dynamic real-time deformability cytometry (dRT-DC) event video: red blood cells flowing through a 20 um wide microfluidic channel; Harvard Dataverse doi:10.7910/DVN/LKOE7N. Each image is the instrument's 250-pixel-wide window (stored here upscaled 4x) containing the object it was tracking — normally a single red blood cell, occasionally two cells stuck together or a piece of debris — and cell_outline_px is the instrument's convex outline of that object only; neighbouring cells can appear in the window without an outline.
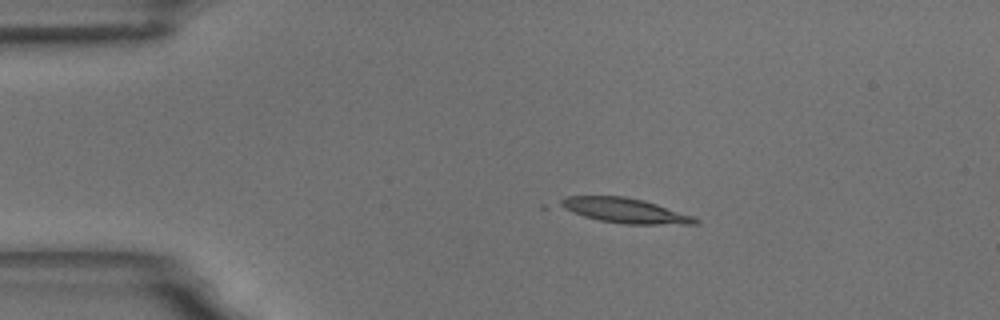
{"species": "common noctule bat (a hibernating species)", "species_latin": "Nyctalus noctula", "temperature_condition": "room temperature", "stored_images_in_passage": 15, "camera_frame_rate_fps": 3000, "um_per_image_px": 0.085, "animal": {"sex": "male", "body_mass_g": 18.8}, "frame": {"image": 1, "passage_image": 3, "time_ms": 3.333, "image_size_px": [1000, 320], "cell_outline_px": [[700, 224], [624, 224], [600, 220], [540, 208], [540, 204], [564, 196], [624, 196], [644, 200], [692, 216], [700, 220]], "centroid_in_image_um": [52.59, 17.87], "position_along_channel_um": 32.4, "area_um2": 21.27}}
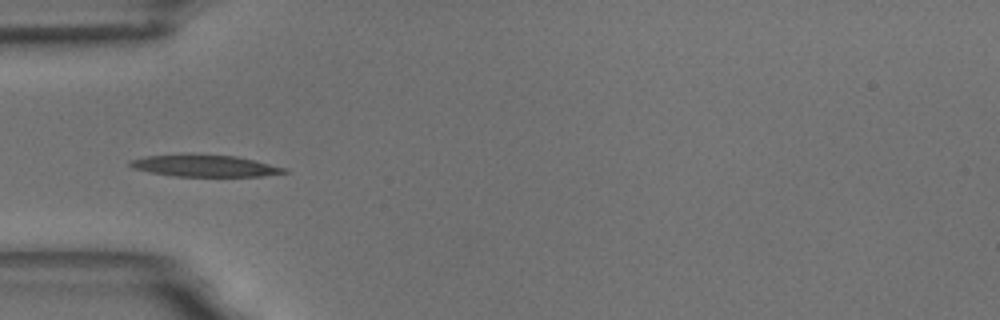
{"frame": {"image": 2, "passage_image": 5, "time_ms": 5.667, "image_size_px": [1000, 320], "cell_outline_px": [[288, 172], [260, 176], [176, 176], [148, 172], [132, 168], [128, 164], [128, 160], [148, 156], [236, 156], [288, 168]], "centroid_in_image_um": [17.42, 14.12], "position_along_channel_um": 67.6, "area_um2": 18.79}}
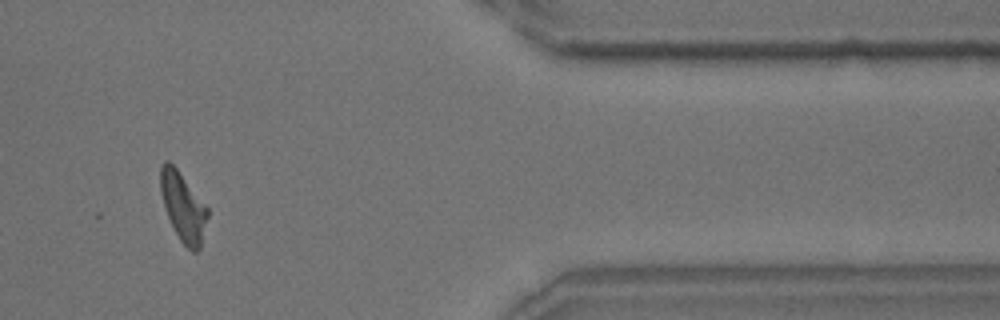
{"frame": {"image": 3, "passage_image": 13, "time_ms": 15.667, "image_size_px": [1000, 320], "cell_outline_px": [[208, 216], [200, 248], [196, 252], [192, 252], [180, 240], [164, 208], [160, 192], [160, 168], [164, 160], [168, 160], [176, 168], [208, 208]], "centroid_in_image_um": [15.55, 17.58], "position_along_channel_um": 395.8, "area_um2": 18.61}, "authors_computed_cell_mechanics": {"area_um2": 18.785, "velocity_mm_per_s": 3.5821, "shape_relaxation_time_tau1_ms": 5.0792, "shape_relaxation_time_tau2_ms": 4.3063, "deformation_change_tau1": 0.1486, "deformation_change_tau2": 0.1299}}